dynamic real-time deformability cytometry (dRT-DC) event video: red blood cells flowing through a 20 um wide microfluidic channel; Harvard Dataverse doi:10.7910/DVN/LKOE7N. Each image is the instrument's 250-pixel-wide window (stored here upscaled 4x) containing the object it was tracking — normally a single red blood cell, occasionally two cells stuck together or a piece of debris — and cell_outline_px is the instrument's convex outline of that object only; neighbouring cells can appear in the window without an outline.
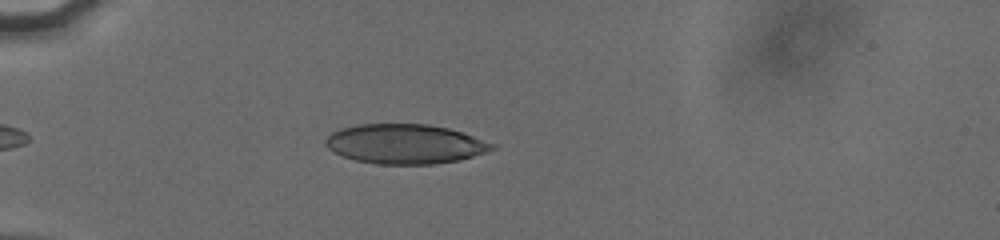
{"species": "human", "species_latin": "Homo sapiens", "temperature_condition": "cold", "stored_images_in_passage": 41, "camera_frame_rate_fps": 3000, "um_per_image_px": 0.085, "donor": {"sex": "male"}, "frame": {"image": 1, "passage_image": 7, "time_ms": 2.0, "image_size_px": [1000, 240], "cell_outline_px": [[496, 148], [460, 160], [436, 164], [376, 164], [356, 160], [344, 156], [328, 148], [324, 144], [324, 140], [332, 132], [340, 128], [356, 124], [428, 124], [448, 128], [496, 144]], "centroid_in_image_um": [34.41, 12.23], "position_along_channel_um": 50.6, "area_um2": 38.32}}
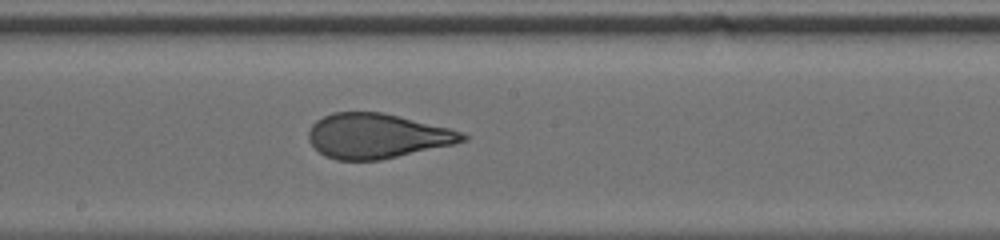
{"frame": {"image": 2, "passage_image": 22, "time_ms": 7.0, "image_size_px": [1000, 240], "cell_outline_px": [[468, 140], [452, 144], [380, 160], [336, 160], [324, 156], [308, 140], [308, 132], [312, 124], [316, 120], [332, 112], [380, 112], [448, 128], [460, 132], [468, 136]], "centroid_in_image_um": [31.99, 11.56], "position_along_channel_um": 216.2, "area_um2": 39.71}}
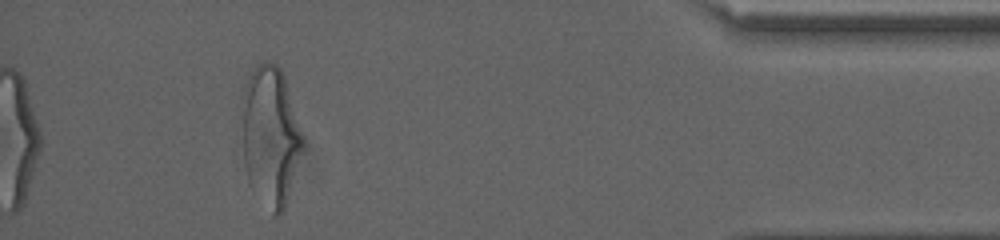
{"frame": {"image": 3, "passage_image": 41, "time_ms": 13.333, "image_size_px": [1000, 240], "cell_outline_px": [[304, 144], [284, 212], [280, 216], [272, 216], [248, 180], [244, 164], [240, 108], [244, 92], [248, 80], [252, 72], [260, 64], [276, 64], [280, 68], [284, 76], [304, 136]], "centroid_in_image_um": [22.99, 11.62], "position_along_channel_um": 412.2, "area_um2": 49.42}, "authors_computed_cell_mechanics": {"area_um2": 40.5756, "velocity_mm_per_s": 3.8211, "shape_relaxation_time_tau1_ms": 5.7357, "shape_relaxation_time_tau2_ms": null, "deformation_change_tau1": 0.2055, "deformation_change_tau2": null}}